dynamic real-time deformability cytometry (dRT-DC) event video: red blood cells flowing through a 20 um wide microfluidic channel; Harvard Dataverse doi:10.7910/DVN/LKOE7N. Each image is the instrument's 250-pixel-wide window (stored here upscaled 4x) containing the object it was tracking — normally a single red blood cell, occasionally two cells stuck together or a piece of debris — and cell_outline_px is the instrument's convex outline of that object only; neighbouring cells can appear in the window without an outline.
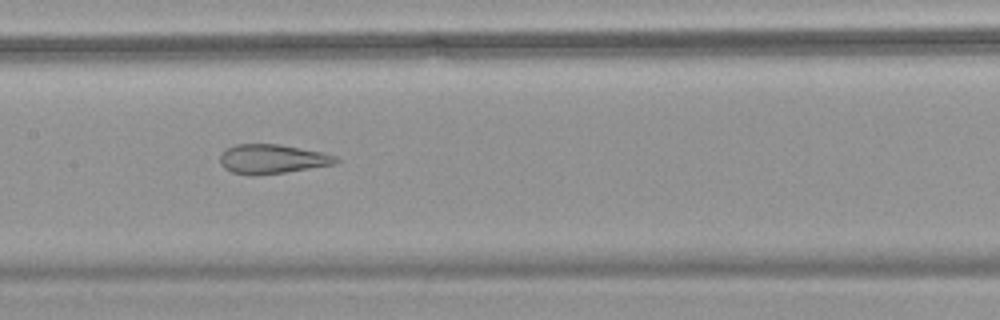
{"species": "common noctule bat (a hibernating species)", "species_latin": "Nyctalus noctula", "temperature_condition": "warm", "stored_images_in_passage": 56, "camera_frame_rate_fps": 3000, "um_per_image_px": 0.085, "animal": {"sex": "female", "body_mass_g": 18.4}, "frame": {"image": 1, "passage_image": 29, "time_ms": 9.333, "image_size_px": [1000, 320], "cell_outline_px": [[340, 160], [332, 164], [284, 172], [252, 176], [248, 176], [232, 172], [224, 168], [220, 164], [220, 152], [236, 144], [280, 144], [324, 152], [336, 156]], "centroid_in_image_um": [23.09, 13.51], "position_along_channel_um": 184.3, "area_um2": 19.83}}
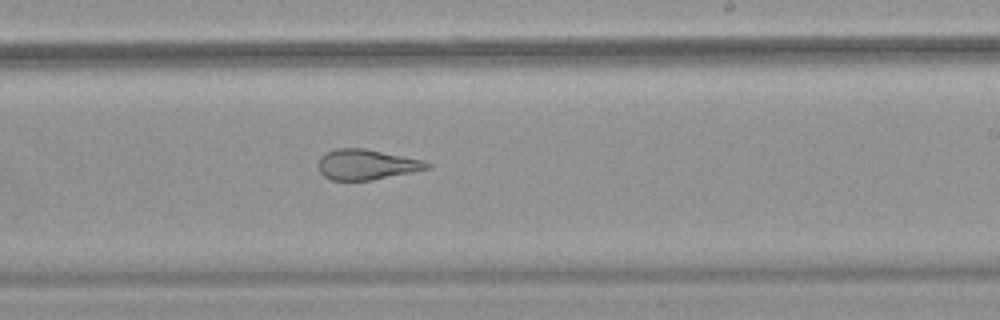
{"frame": {"image": 2, "passage_image": 35, "time_ms": 11.333, "image_size_px": [1000, 320], "cell_outline_px": [[432, 168], [372, 180], [332, 180], [324, 176], [320, 172], [320, 156], [324, 152], [336, 148], [364, 148], [424, 160], [432, 164]], "centroid_in_image_um": [31.18, 13.98], "position_along_channel_um": 257.8, "area_um2": 19.25}}
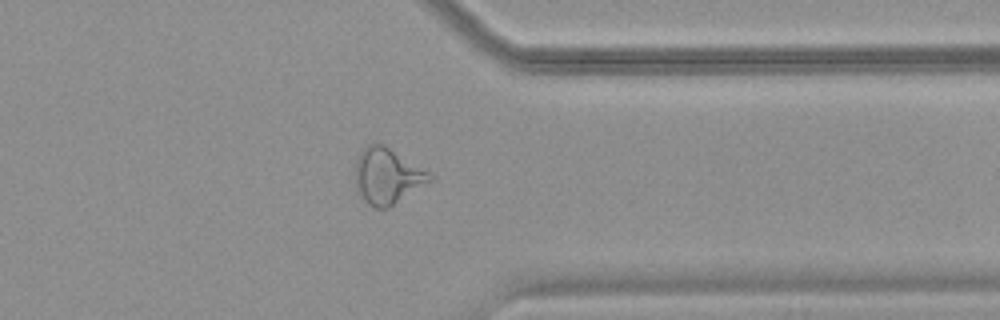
{"frame": {"image": 3, "passage_image": 45, "time_ms": 14.667, "image_size_px": [1000, 320], "cell_outline_px": [[436, 180], [388, 208], [376, 208], [368, 204], [364, 200], [356, 188], [356, 156], [368, 144], [384, 144], [436, 176]], "centroid_in_image_um": [32.98, 14.97], "position_along_channel_um": 378.4, "area_um2": 24.51}, "authors_computed_cell_mechanics": {"area_um2": 25.7499, "velocity_mm_per_s": 3.7028, "shape_relaxation_time_tau1_ms": null, "shape_relaxation_time_tau2_ms": 1.5632, "deformation_change_tau1": null, "deformation_change_tau2": 0.1069}}